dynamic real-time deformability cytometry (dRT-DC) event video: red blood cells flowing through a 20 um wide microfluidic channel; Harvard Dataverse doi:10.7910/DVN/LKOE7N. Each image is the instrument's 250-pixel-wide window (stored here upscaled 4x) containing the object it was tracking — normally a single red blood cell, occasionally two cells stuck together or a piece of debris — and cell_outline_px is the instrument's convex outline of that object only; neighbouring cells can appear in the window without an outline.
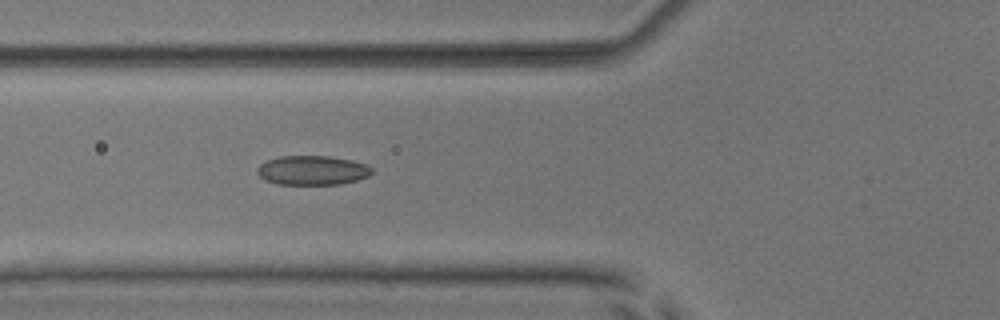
{"species": "common noctule bat (a hibernating species)", "species_latin": "Nyctalus noctula", "temperature_condition": "room temperature", "stored_images_in_passage": 5, "camera_frame_rate_fps": 3000, "um_per_image_px": 0.085, "animal": {"sex": "male", "body_mass_g": 17.9, "forearm_length_mm": 54.2}, "frame": {"image": 1, "passage_image": 5, "time_ms": 4.667, "image_size_px": [1000, 320], "cell_outline_px": [[372, 172], [368, 176], [356, 180], [340, 184], [280, 184], [264, 180], [256, 172], [256, 168], [260, 164], [268, 160], [280, 156], [328, 156], [352, 160], [368, 164], [372, 168]], "centroid_in_image_um": [26.55, 14.47], "position_along_channel_um": 99.3, "area_um2": 19.59}}